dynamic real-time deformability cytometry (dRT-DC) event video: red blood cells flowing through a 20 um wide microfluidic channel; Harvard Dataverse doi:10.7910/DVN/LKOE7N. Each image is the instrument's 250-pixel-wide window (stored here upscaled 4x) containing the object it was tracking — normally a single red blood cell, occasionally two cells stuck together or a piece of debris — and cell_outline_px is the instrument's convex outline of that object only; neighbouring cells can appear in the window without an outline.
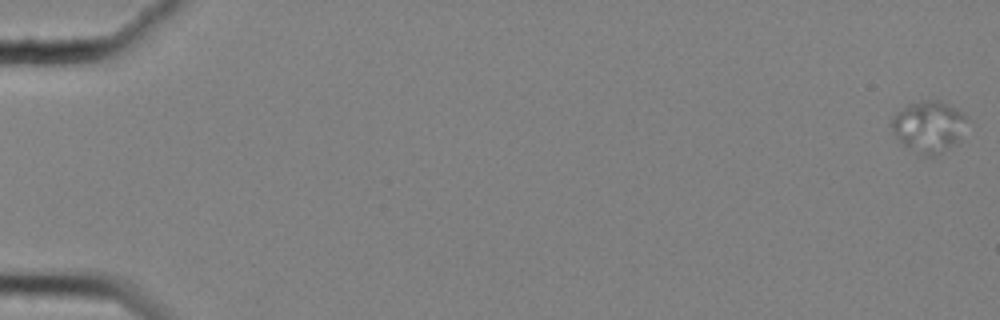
{"species": "common noctule bat (a hibernating species)", "species_latin": "Nyctalus noctula", "temperature_condition": "cold", "stored_images_in_passage": 26, "camera_frame_rate_fps": 3000, "um_per_image_px": 0.085, "animal": {"sex": "female", "body_mass_g": 25.1}, "frame": {"image": 1, "passage_image": 1, "time_ms": 0.0, "image_size_px": [1000, 320], "cell_outline_px": [[964, 120], [956, 144], [932, 156], [920, 156], [904, 144], [892, 132], [892, 120], [908, 104], [924, 100], [940, 100], [964, 112]], "centroid_in_image_um": [78.92, 10.76], "position_along_channel_um": 6.1, "area_um2": 21.79}}
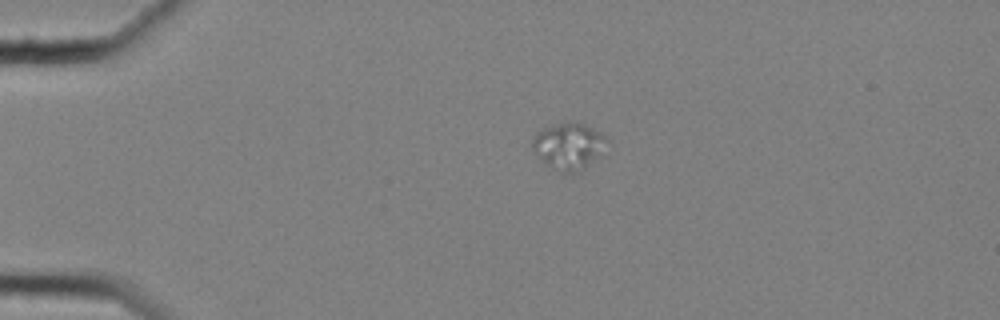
{"frame": {"image": 2, "passage_image": 15, "time_ms": 4.667, "image_size_px": [1000, 320], "cell_outline_px": [[608, 140], [596, 156], [580, 172], [560, 172], [552, 168], [536, 156], [532, 148], [532, 140], [536, 132], [544, 128], [560, 124], [584, 124], [608, 136]], "centroid_in_image_um": [48.29, 12.43], "position_along_channel_um": 36.7, "area_um2": 19.54}}